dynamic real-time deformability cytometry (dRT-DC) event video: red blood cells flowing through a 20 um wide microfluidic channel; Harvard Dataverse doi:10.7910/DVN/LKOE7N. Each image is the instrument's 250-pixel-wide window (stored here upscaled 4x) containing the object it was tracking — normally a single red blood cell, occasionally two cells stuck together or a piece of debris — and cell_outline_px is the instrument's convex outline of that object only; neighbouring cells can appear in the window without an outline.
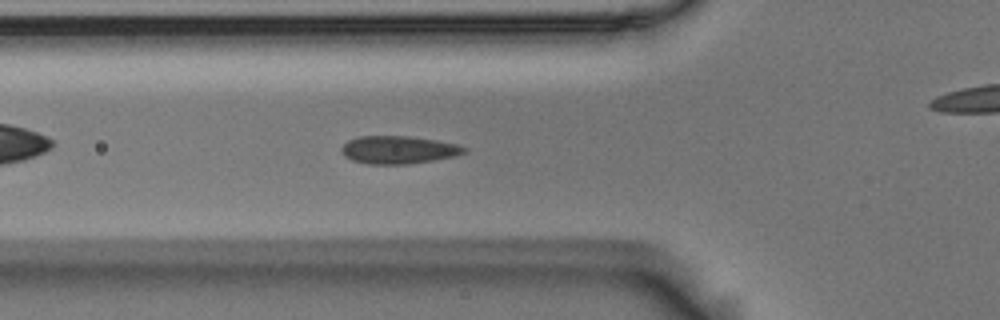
{"species": "Egyptian fruit bat (a non-hibernating species)", "species_latin": "Rousettus aegyptiacus", "temperature_condition": "room temperature", "stored_images_in_passage": 54, "camera_frame_rate_fps": 3000, "um_per_image_px": 0.085, "animal": {"sex": "male"}, "frame": {"image": 1, "passage_image": 18, "time_ms": 5.667, "image_size_px": [1000, 320], "cell_outline_px": [[468, 148], [464, 152], [456, 156], [408, 164], [368, 164], [352, 160], [344, 156], [340, 152], [340, 148], [348, 140], [360, 136], [408, 136], [436, 140], [456, 144]], "centroid_in_image_um": [33.83, 12.73], "position_along_channel_um": 92.0, "area_um2": 19.88}}
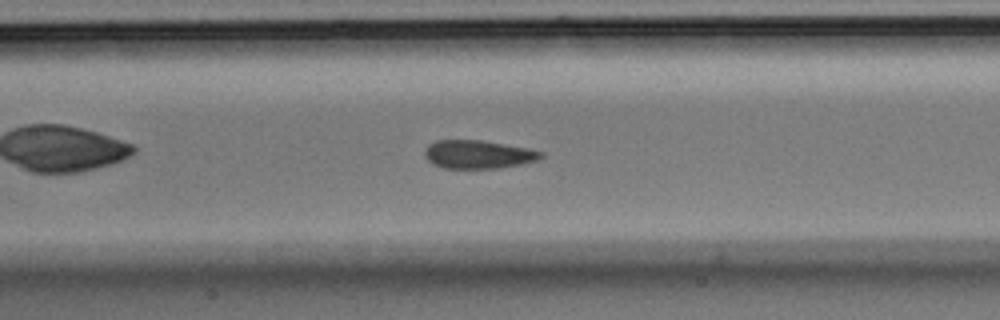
{"frame": {"image": 2, "passage_image": 24, "time_ms": 7.667, "image_size_px": [1000, 320], "cell_outline_px": [[544, 156], [536, 160], [520, 164], [496, 168], [444, 168], [432, 164], [424, 156], [424, 152], [428, 144], [436, 140], [480, 140], [524, 148], [544, 152]], "centroid_in_image_um": [40.58, 13.12], "position_along_channel_um": 166.8, "area_um2": 18.96}}
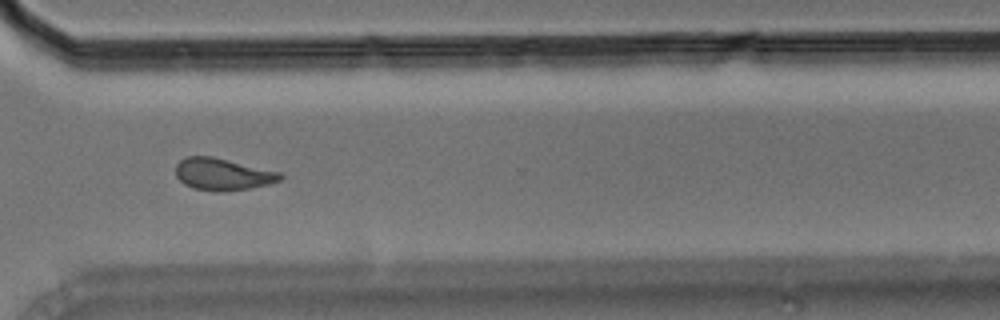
{"frame": {"image": 3, "passage_image": 39, "time_ms": 12.667, "image_size_px": [1000, 320], "cell_outline_px": [[284, 176], [280, 180], [268, 184], [248, 188], [224, 192], [192, 188], [184, 184], [176, 176], [176, 164], [180, 160], [188, 156], [212, 156], [280, 172]], "centroid_in_image_um": [18.91, 14.81], "position_along_channel_um": 351.7, "area_um2": 19.36}, "authors_computed_cell_mechanics": {"area_um2": 19.3919, "velocity_mm_per_s": 3.7052, "shape_relaxation_time_tau1_ms": null, "shape_relaxation_time_tau2_ms": 2.1224, "deformation_change_tau1": null, "deformation_change_tau2": 0.0533}}